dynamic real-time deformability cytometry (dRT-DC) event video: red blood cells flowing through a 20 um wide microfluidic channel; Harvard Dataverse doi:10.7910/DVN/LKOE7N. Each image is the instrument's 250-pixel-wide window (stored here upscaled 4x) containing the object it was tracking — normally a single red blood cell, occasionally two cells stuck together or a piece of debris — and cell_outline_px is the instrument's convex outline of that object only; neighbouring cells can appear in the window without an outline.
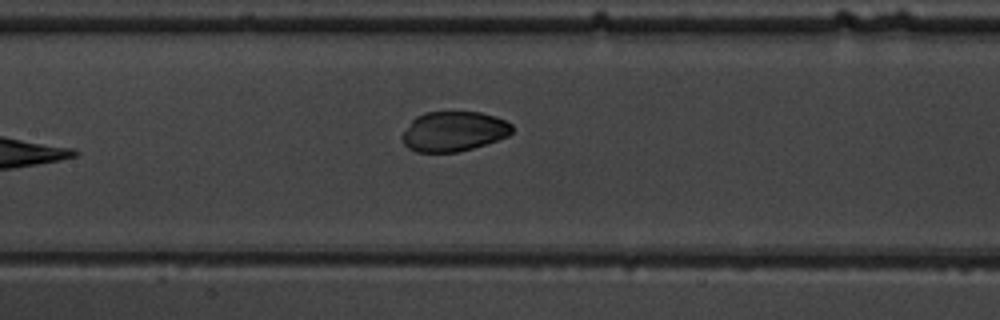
{"species": "common noctule bat (a hibernating species)", "species_latin": "Nyctalus noctula", "temperature_condition": "warm", "stored_images_in_passage": 8, "camera_frame_rate_fps": 3000, "um_per_image_px": 0.085, "animal": {"sex": "male", "body_mass_g": 19.5, "forearm_length_mm": 54.6}, "frame": {"image": 1, "passage_image": 8, "time_ms": 8.0, "image_size_px": [1000, 320], "cell_outline_px": [[512, 132], [508, 136], [472, 148], [456, 152], [416, 152], [408, 148], [404, 144], [400, 136], [412, 120], [416, 116], [424, 112], [480, 112], [496, 116], [512, 124]], "centroid_in_image_um": [38.54, 11.16], "position_along_channel_um": 168.9, "area_um2": 25.55}}